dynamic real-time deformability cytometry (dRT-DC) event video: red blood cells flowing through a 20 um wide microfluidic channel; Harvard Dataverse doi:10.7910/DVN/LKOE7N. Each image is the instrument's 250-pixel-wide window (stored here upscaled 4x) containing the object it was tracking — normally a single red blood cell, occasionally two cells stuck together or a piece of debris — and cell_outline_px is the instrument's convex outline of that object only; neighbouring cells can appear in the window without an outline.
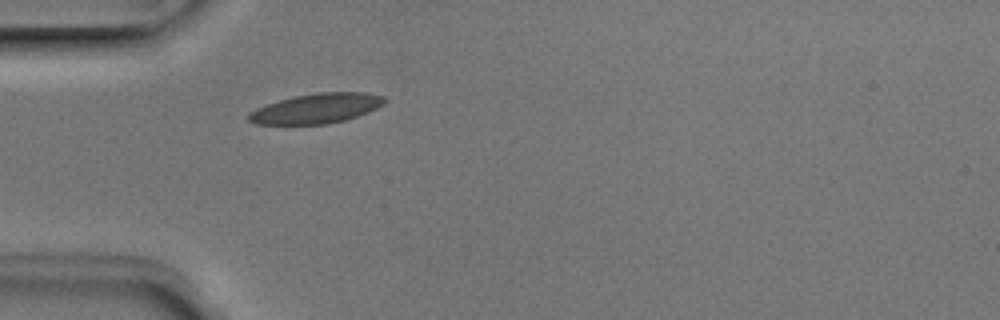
{"species": "Egyptian fruit bat (a non-hibernating species)", "species_latin": "Rousettus aegyptiacus", "temperature_condition": "room temperature", "stored_images_in_passage": 4, "camera_frame_rate_fps": 3000, "um_per_image_px": 0.085, "animal": {"sex": "male"}, "frame": {"image": 1, "passage_image": 4, "time_ms": 1.0, "image_size_px": [1000, 320], "cell_outline_px": [[388, 100], [384, 104], [368, 112], [344, 120], [328, 124], [256, 124], [248, 120], [248, 112], [256, 108], [280, 100], [296, 96], [316, 92], [368, 92], [384, 96]], "centroid_in_image_um": [26.93, 9.21], "position_along_channel_um": 58.1, "area_um2": 23.64}}